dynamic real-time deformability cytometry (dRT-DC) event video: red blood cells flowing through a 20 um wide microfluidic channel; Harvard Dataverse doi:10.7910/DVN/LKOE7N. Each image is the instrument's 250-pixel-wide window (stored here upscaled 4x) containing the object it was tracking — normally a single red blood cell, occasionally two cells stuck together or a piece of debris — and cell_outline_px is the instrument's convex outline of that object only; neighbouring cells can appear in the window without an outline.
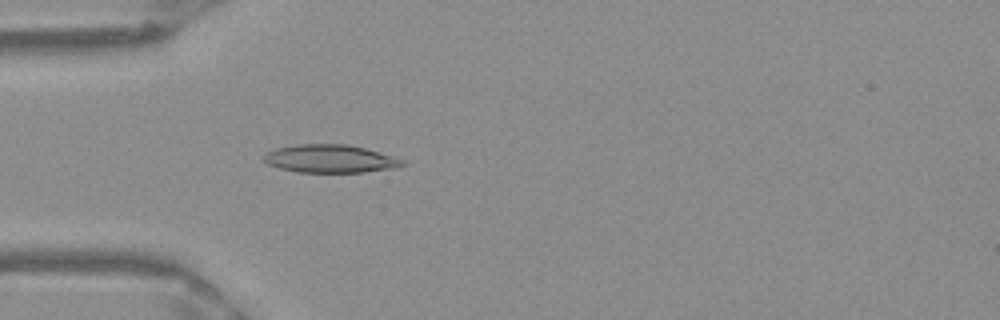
{"species": "Egyptian fruit bat (a non-hibernating species)", "species_latin": "Rousettus aegyptiacus", "temperature_condition": "warm", "stored_images_in_passage": 44, "camera_frame_rate_fps": 3000, "um_per_image_px": 0.085, "frame": {"image": 1, "passage_image": 8, "time_ms": 2.333, "image_size_px": [1000, 320], "cell_outline_px": [[404, 164], [392, 168], [364, 172], [300, 172], [280, 168], [268, 164], [264, 160], [264, 156], [268, 152], [276, 148], [296, 144], [348, 144], [364, 148], [404, 160]], "centroid_in_image_um": [28.03, 13.49], "position_along_channel_um": 57.0, "area_um2": 22.25}}
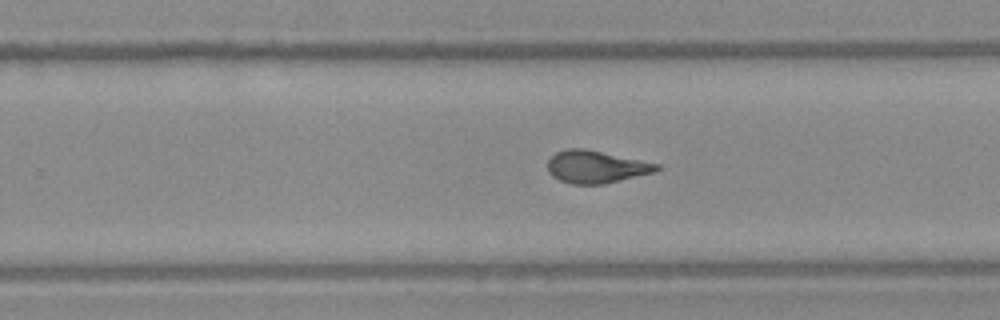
{"frame": {"image": 2, "passage_image": 25, "time_ms": 8.0, "image_size_px": [1000, 320], "cell_outline_px": [[660, 168], [656, 172], [604, 184], [572, 184], [560, 180], [552, 176], [548, 172], [548, 160], [556, 152], [568, 148], [584, 148], [660, 164]], "centroid_in_image_um": [50.67, 14.18], "position_along_channel_um": 279.1, "area_um2": 20.63}}
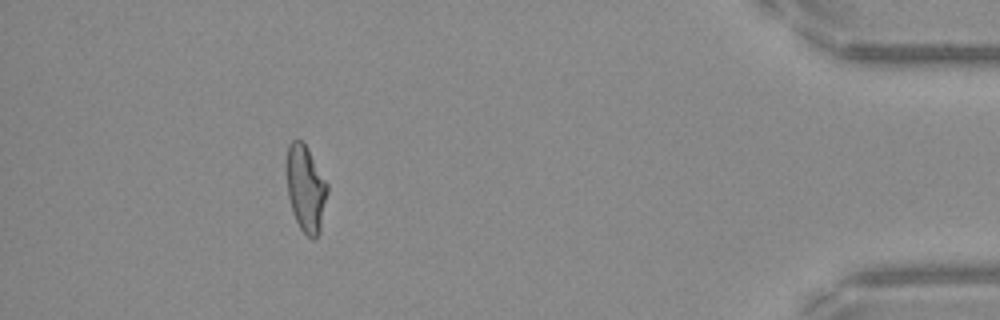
{"frame": {"image": 3, "passage_image": 39, "time_ms": 12.667, "image_size_px": [1000, 320], "cell_outline_px": [[328, 192], [320, 232], [312, 240], [300, 228], [296, 220], [288, 196], [288, 144], [292, 140], [300, 140], [308, 148], [328, 184]], "centroid_in_image_um": [26.02, 16.04], "position_along_channel_um": 409.2, "area_um2": 20.17}, "authors_computed_cell_mechanics": {"area_um2": 21.0392, "velocity_mm_per_s": 3.9841, "shape_relaxation_time_tau1_ms": null, "shape_relaxation_time_tau2_ms": 1.1547, "deformation_change_tau1": null, "deformation_change_tau2": 0.0813}}